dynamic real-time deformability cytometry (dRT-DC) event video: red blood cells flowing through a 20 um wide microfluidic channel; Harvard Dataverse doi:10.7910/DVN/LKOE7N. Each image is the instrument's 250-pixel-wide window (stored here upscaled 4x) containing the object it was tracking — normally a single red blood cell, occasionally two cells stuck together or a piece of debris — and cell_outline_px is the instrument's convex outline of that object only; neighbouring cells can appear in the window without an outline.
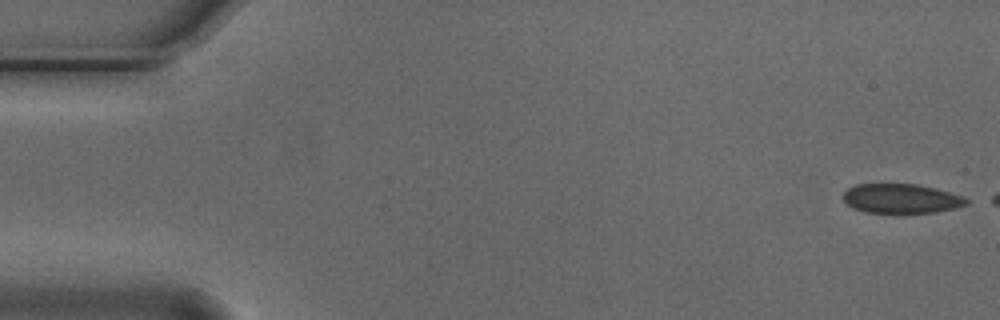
{"species": "Egyptian fruit bat (a non-hibernating species)", "species_latin": "Rousettus aegyptiacus", "temperature_condition": "cold", "stored_images_in_passage": 12, "camera_frame_rate_fps": 3000, "um_per_image_px": 0.085, "animal": {"sex": "male"}, "frame": {"image": 1, "passage_image": 1, "time_ms": 0.0, "image_size_px": [1000, 320], "cell_outline_px": [[968, 204], [956, 208], [936, 212], [904, 216], [896, 216], [864, 212], [852, 208], [844, 200], [844, 192], [848, 188], [856, 184], [916, 184], [936, 188], [964, 196], [968, 200]], "centroid_in_image_um": [76.62, 16.93], "position_along_channel_um": 8.4, "area_um2": 22.2}}